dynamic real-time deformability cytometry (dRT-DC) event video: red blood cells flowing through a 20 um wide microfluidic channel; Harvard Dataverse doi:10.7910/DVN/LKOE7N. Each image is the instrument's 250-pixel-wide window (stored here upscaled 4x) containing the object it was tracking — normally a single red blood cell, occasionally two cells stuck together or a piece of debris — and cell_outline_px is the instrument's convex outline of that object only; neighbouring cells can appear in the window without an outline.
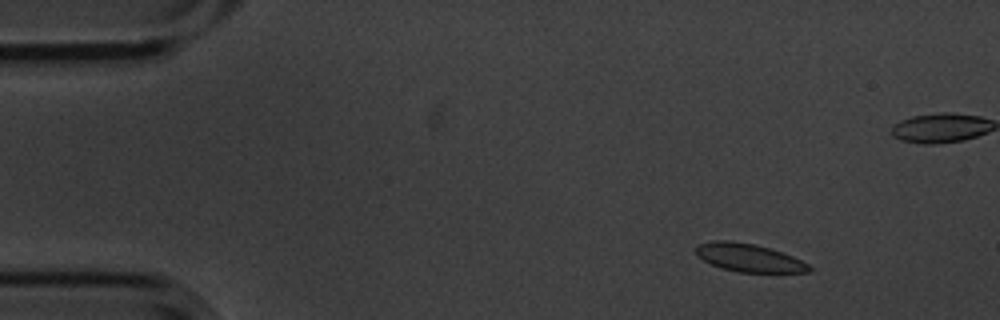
{"species": "common noctule bat (a hibernating species)", "species_latin": "Nyctalus noctula", "temperature_condition": "cold", "stored_images_in_passage": 5, "camera_frame_rate_fps": 3000, "um_per_image_px": 0.085, "animal": {"sex": "male", "body_mass_g": 20.1, "forearm_length_mm": 53.5}, "frame": {"image": 1, "passage_image": 2, "time_ms": 0.333, "image_size_px": [1000, 320], "cell_outline_px": [[812, 272], [740, 272], [720, 268], [696, 256], [692, 252], [692, 248], [696, 244], [712, 240], [732, 240], [752, 244], [768, 248], [792, 256], [808, 264], [812, 268]], "centroid_in_image_um": [63.55, 21.89], "position_along_channel_um": 21.5, "area_um2": 18.67}}